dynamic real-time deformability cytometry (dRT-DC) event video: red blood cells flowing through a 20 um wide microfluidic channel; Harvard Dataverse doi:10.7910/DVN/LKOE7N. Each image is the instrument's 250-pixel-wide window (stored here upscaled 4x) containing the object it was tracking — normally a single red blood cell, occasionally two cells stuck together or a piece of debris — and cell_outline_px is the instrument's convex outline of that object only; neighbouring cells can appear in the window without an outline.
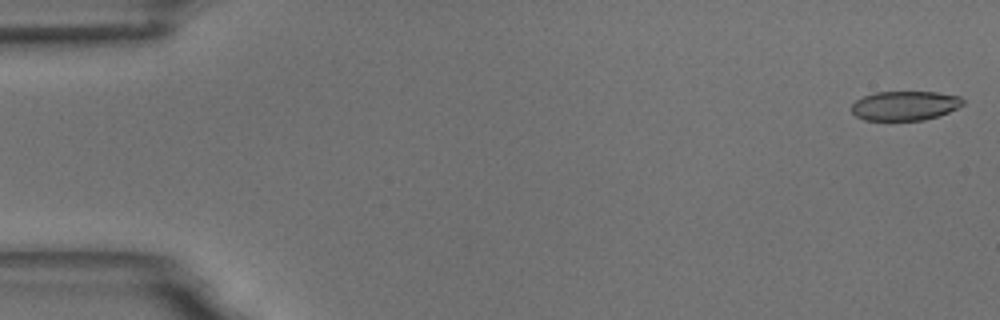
{"species": "common noctule bat (a hibernating species)", "species_latin": "Nyctalus noctula", "temperature_condition": "room temperature", "stored_images_in_passage": 55, "camera_frame_rate_fps": 3000, "um_per_image_px": 0.085, "animal": {"sex": "male", "body_mass_g": 18.8}, "frame": {"image": 1, "passage_image": 1, "time_ms": 0.0, "image_size_px": [1000, 320], "cell_outline_px": [[964, 104], [948, 112], [924, 120], [864, 120], [856, 116], [852, 112], [852, 104], [856, 100], [864, 96], [876, 92], [936, 92], [960, 96], [964, 100]], "centroid_in_image_um": [76.91, 8.98], "position_along_channel_um": 8.1, "area_um2": 18.96}}
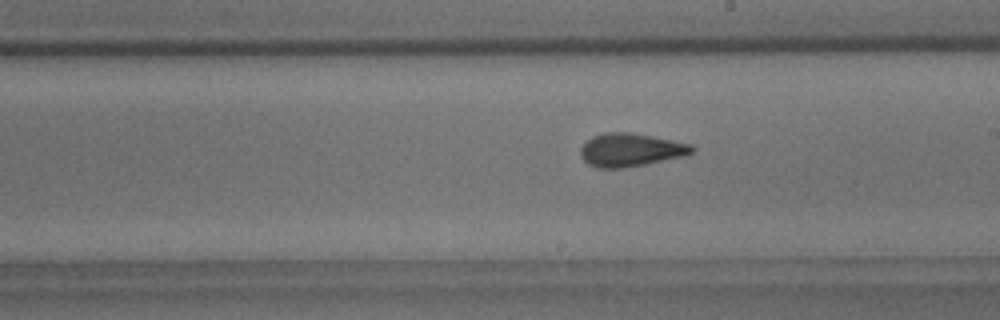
{"frame": {"image": 2, "passage_image": 31, "time_ms": 10.0, "image_size_px": [1000, 320], "cell_outline_px": [[696, 152], [684, 156], [624, 168], [596, 168], [588, 164], [580, 156], [580, 148], [592, 136], [604, 132], [628, 132], [652, 136], [692, 144], [696, 148]], "centroid_in_image_um": [53.61, 12.74], "position_along_channel_um": 235.4, "area_um2": 21.68}}
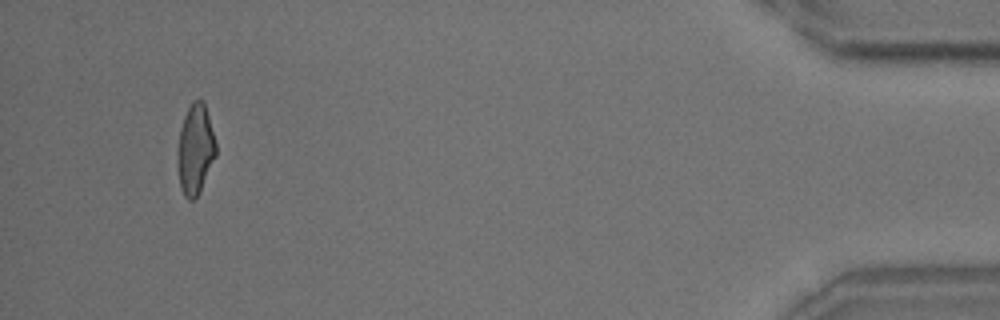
{"frame": {"image": 3, "passage_image": 52, "time_ms": 17.0, "image_size_px": [1000, 320], "cell_outline_px": [[216, 156], [200, 192], [192, 200], [188, 200], [184, 196], [180, 188], [176, 160], [180, 128], [184, 116], [192, 100], [204, 100], [216, 144]], "centroid_in_image_um": [16.58, 12.71], "position_along_channel_um": 418.6, "area_um2": 20.35}, "authors_computed_cell_mechanics": {"area_um2": 20.808, "velocity_mm_per_s": 3.6574, "shape_relaxation_time_tau1_ms": null, "shape_relaxation_time_tau2_ms": 1.5329, "deformation_change_tau1": null, "deformation_change_tau2": 0.0937}}